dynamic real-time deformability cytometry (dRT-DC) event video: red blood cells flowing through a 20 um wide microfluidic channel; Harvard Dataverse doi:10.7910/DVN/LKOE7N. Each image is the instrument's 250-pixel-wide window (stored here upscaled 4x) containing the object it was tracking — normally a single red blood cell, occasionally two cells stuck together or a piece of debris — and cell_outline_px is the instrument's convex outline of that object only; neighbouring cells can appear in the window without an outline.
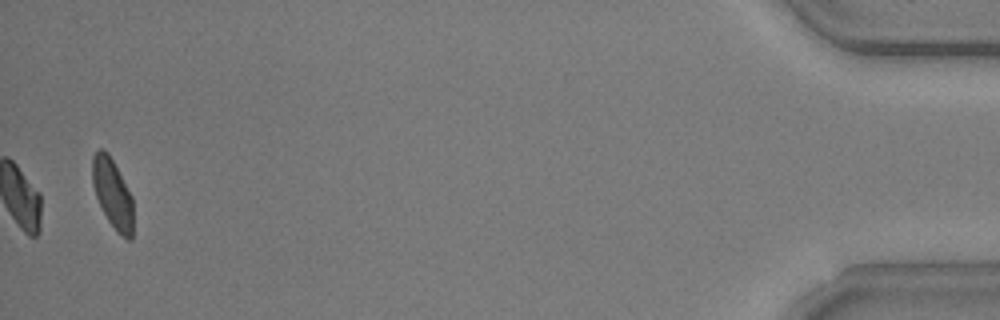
{"species": "common noctule bat (a hibernating species)", "species_latin": "Nyctalus noctula", "temperature_condition": "warm", "stored_images_in_passage": 52, "camera_frame_rate_fps": 3000, "um_per_image_px": 0.085, "animal": {"sex": "male", "body_mass_g": 20.5, "forearm_length_mm": 52.5}, "frame": {"image": 1, "passage_image": 52, "time_ms": 17.0, "image_size_px": [1000, 320], "cell_outline_px": [[132, 240], [128, 240], [116, 232], [108, 220], [96, 196], [92, 184], [92, 156], [100, 148], [104, 148], [108, 152], [132, 196]], "centroid_in_image_um": [9.55, 16.44], "position_along_channel_um": 425.6, "area_um2": 16.42}}